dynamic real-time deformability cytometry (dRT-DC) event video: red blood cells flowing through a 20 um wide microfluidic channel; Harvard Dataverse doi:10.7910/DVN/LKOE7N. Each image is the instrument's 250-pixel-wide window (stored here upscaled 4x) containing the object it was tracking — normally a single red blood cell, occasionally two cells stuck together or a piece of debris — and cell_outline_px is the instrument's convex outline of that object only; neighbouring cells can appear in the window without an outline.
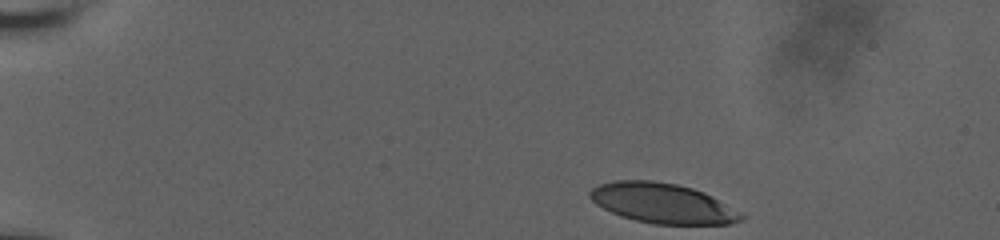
{"species": "human", "species_latin": "Homo sapiens", "temperature_condition": "room temperature", "stored_images_in_passage": 42, "camera_frame_rate_fps": 3000, "um_per_image_px": 0.085, "donor": {"sex": "male"}, "frame": {"image": 1, "passage_image": 1, "time_ms": 0.0, "image_size_px": [1000, 240], "cell_outline_px": [[744, 220], [728, 224], [652, 224], [620, 216], [596, 204], [588, 196], [588, 192], [592, 188], [600, 184], [616, 180], [652, 180], [676, 184], [692, 188], [704, 192], [712, 196], [740, 212], [744, 216]], "centroid_in_image_um": [56.31, 17.27], "position_along_channel_um": 28.7, "area_um2": 35.2}}
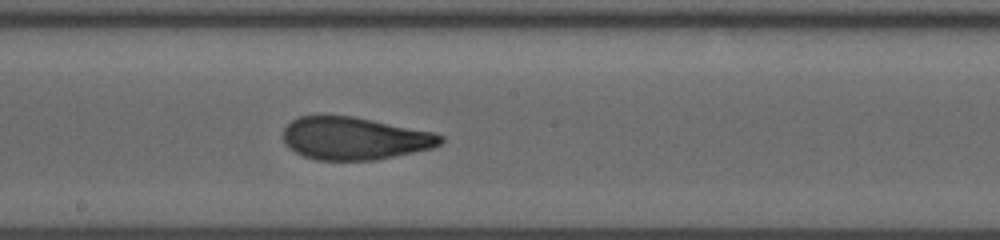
{"frame": {"image": 2, "passage_image": 24, "time_ms": 7.667, "image_size_px": [1000, 240], "cell_outline_px": [[444, 140], [440, 144], [432, 148], [376, 160], [316, 160], [304, 156], [288, 148], [284, 144], [284, 128], [292, 120], [300, 116], [352, 116], [436, 132], [444, 136]], "centroid_in_image_um": [30.15, 11.77], "position_along_channel_um": 218.0, "area_um2": 39.13}}
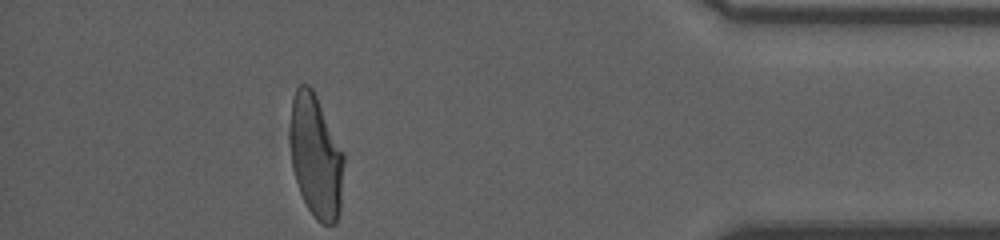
{"frame": {"image": 3, "passage_image": 42, "time_ms": 13.667, "image_size_px": [1000, 240], "cell_outline_px": [[344, 164], [340, 212], [336, 224], [320, 224], [316, 220], [308, 208], [300, 192], [292, 168], [292, 96], [296, 88], [300, 84], [308, 84], [312, 88], [344, 152]], "centroid_in_image_um": [26.89, 13.34], "position_along_channel_um": 408.3, "area_um2": 38.15}, "authors_computed_cell_mechanics": {"area_um2": 39.3329, "velocity_mm_per_s": 3.8268, "shape_relaxation_time_tau1_ms": 7.2426, "shape_relaxation_time_tau2_ms": 1.1857, "deformation_change_tau1": 0.2416, "deformation_change_tau2": 0.0877}}